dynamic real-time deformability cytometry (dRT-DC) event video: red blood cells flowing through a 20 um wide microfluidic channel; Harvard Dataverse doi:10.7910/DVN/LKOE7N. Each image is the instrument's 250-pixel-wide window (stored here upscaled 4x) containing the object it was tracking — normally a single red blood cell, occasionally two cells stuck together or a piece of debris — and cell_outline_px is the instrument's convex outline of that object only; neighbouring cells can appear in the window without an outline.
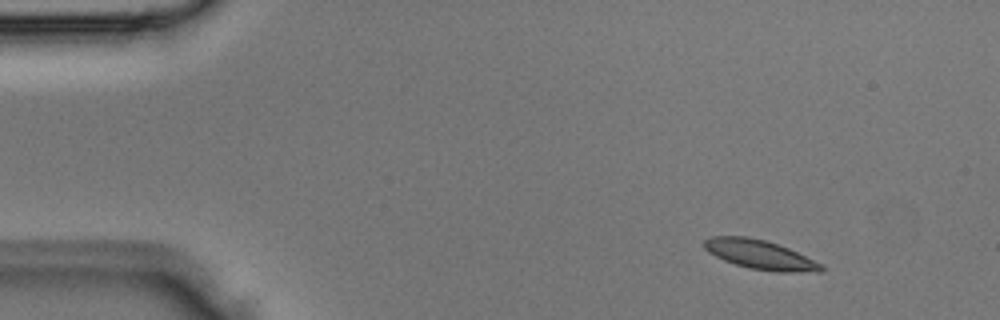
{"species": "Egyptian fruit bat (a non-hibernating species)", "species_latin": "Rousettus aegyptiacus", "temperature_condition": "room temperature", "stored_images_in_passage": 3, "camera_frame_rate_fps": 3000, "um_per_image_px": 0.085, "animal": {"sex": "male"}, "frame": {"image": 1, "passage_image": 2, "time_ms": 0.333, "image_size_px": [1000, 320], "cell_outline_px": [[824, 272], [776, 272], [748, 268], [724, 260], [708, 252], [704, 248], [704, 240], [712, 236], [744, 236], [764, 240], [788, 248], [824, 264]], "centroid_in_image_um": [64.64, 21.66], "position_along_channel_um": 20.4, "area_um2": 19.94}}